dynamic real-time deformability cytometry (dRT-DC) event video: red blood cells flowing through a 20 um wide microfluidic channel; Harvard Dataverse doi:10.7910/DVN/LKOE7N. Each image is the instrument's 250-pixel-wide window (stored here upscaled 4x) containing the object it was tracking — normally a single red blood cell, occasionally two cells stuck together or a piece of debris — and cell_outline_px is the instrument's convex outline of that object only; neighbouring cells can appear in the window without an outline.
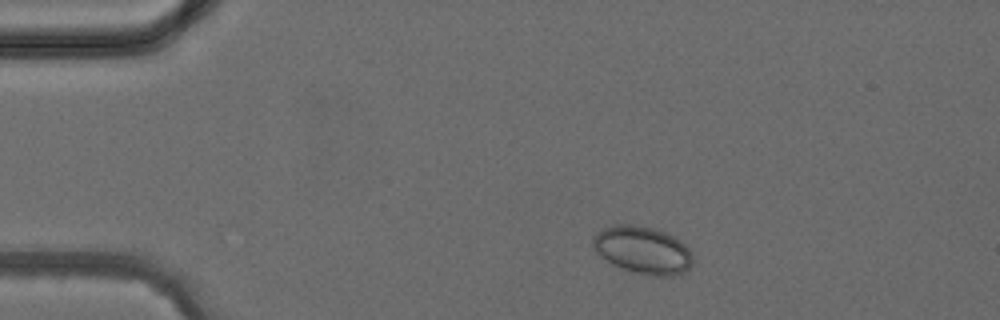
{"species": "common noctule bat (a hibernating species)", "species_latin": "Nyctalus noctula", "temperature_condition": "cold", "stored_images_in_passage": 2, "camera_frame_rate_fps": 3000, "um_per_image_px": 0.085, "animal": {"sex": "female", "body_mass_g": 24.6, "forearm_length_mm": 56.2}, "frame": {"image": 1, "passage_image": 1, "time_ms": 0.0, "image_size_px": [1000, 320], "cell_outline_px": [[692, 264], [684, 272], [672, 276], [656, 276], [624, 268], [612, 264], [600, 256], [596, 252], [592, 244], [592, 236], [596, 232], [612, 224], [632, 224], [656, 228], [680, 240], [692, 252]], "centroid_in_image_um": [54.61, 21.22], "position_along_channel_um": 30.4, "area_um2": 27.57}}